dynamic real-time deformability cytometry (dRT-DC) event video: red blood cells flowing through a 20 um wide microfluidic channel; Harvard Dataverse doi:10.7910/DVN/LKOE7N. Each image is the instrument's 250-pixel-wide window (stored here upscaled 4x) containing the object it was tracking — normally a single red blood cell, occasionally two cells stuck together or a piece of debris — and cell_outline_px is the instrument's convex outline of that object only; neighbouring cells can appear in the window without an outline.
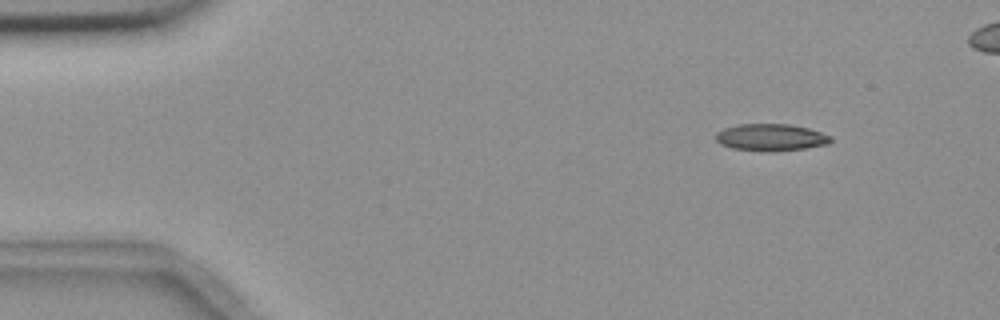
{"species": "common noctule bat (a hibernating species)", "species_latin": "Nyctalus noctula", "temperature_condition": "room temperature", "stored_images_in_passage": 8, "camera_frame_rate_fps": 3000, "um_per_image_px": 0.085, "animal": {"sex": "female", "body_mass_g": 18.4}, "frame": {"image": 1, "passage_image": 1, "time_ms": 0.0, "image_size_px": [1000, 320], "cell_outline_px": [[832, 140], [828, 144], [804, 148], [772, 152], [768, 152], [732, 148], [720, 144], [716, 140], [716, 132], [724, 128], [740, 124], [788, 124], [808, 128], [832, 136]], "centroid_in_image_um": [65.52, 11.68], "position_along_channel_um": 19.5, "area_um2": 18.09}}
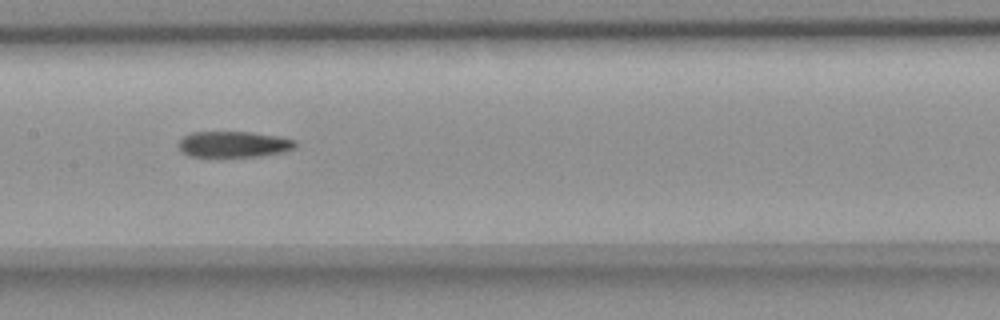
{"frame": {"image": 2, "passage_image": 7, "time_ms": 7.0, "image_size_px": [1000, 320], "cell_outline_px": [[296, 144], [292, 148], [284, 152], [260, 156], [192, 156], [184, 152], [180, 148], [180, 140], [184, 136], [192, 132], [252, 132], [280, 136], [296, 140]], "centroid_in_image_um": [19.92, 12.25], "position_along_channel_um": 187.5, "area_um2": 17.46}}
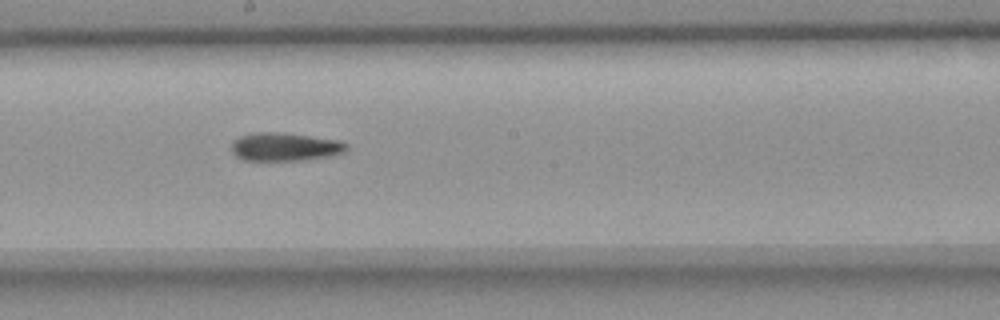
{"frame": {"image": 3, "passage_image": 8, "time_ms": 8.0, "image_size_px": [1000, 320], "cell_outline_px": [[348, 148], [344, 152], [328, 156], [300, 160], [244, 160], [236, 156], [232, 152], [232, 140], [240, 136], [252, 132], [284, 132], [340, 140], [348, 144]], "centroid_in_image_um": [24.2, 12.46], "position_along_channel_um": 224.0, "area_um2": 19.07}}